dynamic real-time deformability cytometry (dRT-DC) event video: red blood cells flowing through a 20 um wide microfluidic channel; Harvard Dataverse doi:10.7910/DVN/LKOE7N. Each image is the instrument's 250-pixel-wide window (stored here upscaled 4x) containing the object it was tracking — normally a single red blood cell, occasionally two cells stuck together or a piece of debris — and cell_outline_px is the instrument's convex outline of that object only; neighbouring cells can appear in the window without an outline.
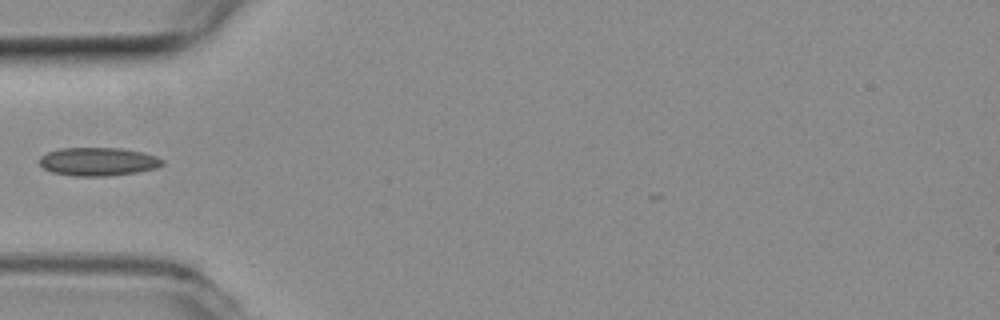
{"species": "common noctule bat (a hibernating species)", "species_latin": "Nyctalus noctula", "temperature_condition": "room temperature", "stored_images_in_passage": 31, "camera_frame_rate_fps": 3000, "um_per_image_px": 0.085, "animal": {"sex": "female", "body_mass_g": 19.3, "forearm_length_mm": 54.1}, "frame": {"image": 1, "passage_image": 1, "time_ms": 0.0, "image_size_px": [1000, 320], "cell_outline_px": [[164, 164], [156, 168], [136, 172], [108, 176], [76, 176], [52, 172], [44, 168], [40, 164], [40, 156], [48, 152], [60, 148], [120, 148], [144, 152], [156, 156], [164, 160]], "centroid_in_image_um": [8.36, 13.73], "position_along_channel_um": 76.6, "area_um2": 20.29}}
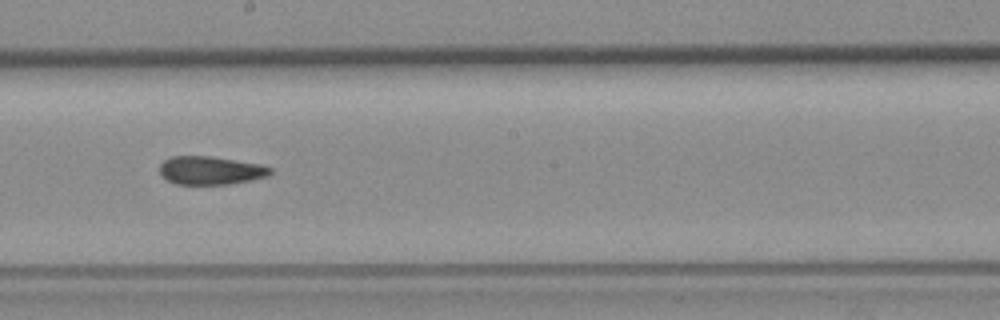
{"frame": {"image": 2, "passage_image": 13, "time_ms": 4.0, "image_size_px": [1000, 320], "cell_outline_px": [[272, 172], [268, 176], [228, 184], [176, 184], [168, 180], [160, 172], [160, 164], [164, 160], [172, 156], [212, 156], [264, 164], [272, 168]], "centroid_in_image_um": [17.93, 14.47], "position_along_channel_um": 230.3, "area_um2": 18.26}}
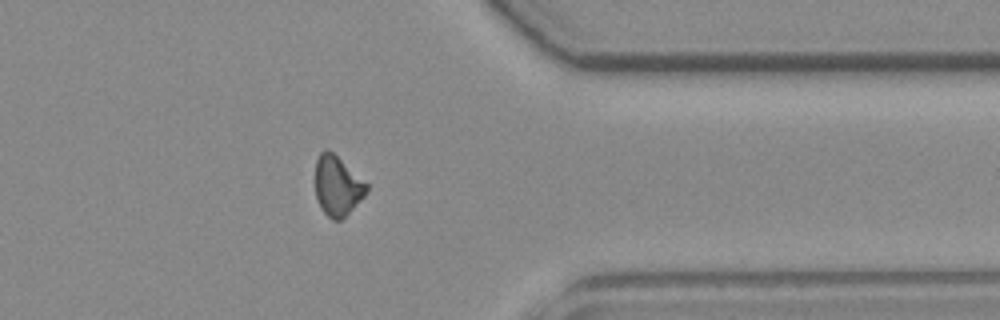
{"frame": {"image": 3, "passage_image": 26, "time_ms": 8.333, "image_size_px": [1000, 320], "cell_outline_px": [[368, 188], [364, 196], [340, 220], [332, 220], [320, 208], [316, 196], [316, 160], [320, 152], [324, 148], [328, 148], [368, 184]], "centroid_in_image_um": [28.66, 15.77], "position_along_channel_um": 382.7, "area_um2": 17.63}}